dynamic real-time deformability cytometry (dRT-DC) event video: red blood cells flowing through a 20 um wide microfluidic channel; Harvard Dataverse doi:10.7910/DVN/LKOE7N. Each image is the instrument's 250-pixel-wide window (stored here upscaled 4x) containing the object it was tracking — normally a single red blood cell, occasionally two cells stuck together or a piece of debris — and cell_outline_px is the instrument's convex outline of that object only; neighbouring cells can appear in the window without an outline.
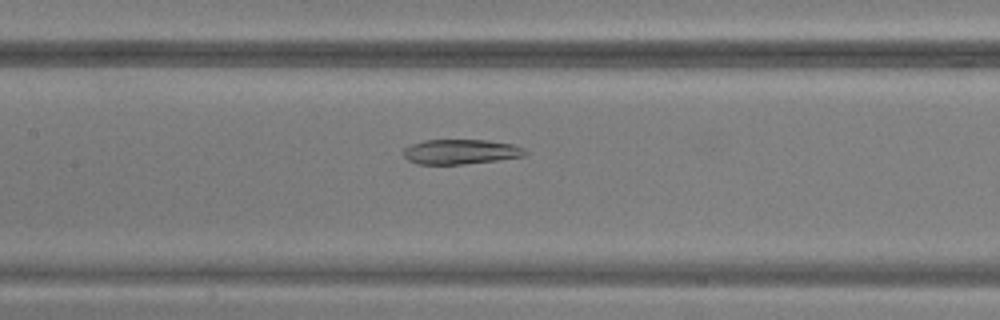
{"species": "common noctule bat (a hibernating species)", "species_latin": "Nyctalus noctula", "temperature_condition": "warm", "stored_images_in_passage": 35, "camera_frame_rate_fps": 3000, "um_per_image_px": 0.085, "animal": {"sex": "male", "body_mass_g": 20.5, "forearm_length_mm": 52.5}, "frame": {"image": 1, "passage_image": 10, "time_ms": 3.0, "image_size_px": [1000, 320], "cell_outline_px": [[528, 152], [524, 156], [496, 160], [460, 164], [420, 164], [408, 160], [404, 156], [404, 148], [412, 144], [424, 140], [488, 140], [512, 144], [524, 148]], "centroid_in_image_um": [39.17, 12.89], "position_along_channel_um": 168.2, "area_um2": 17.46}}
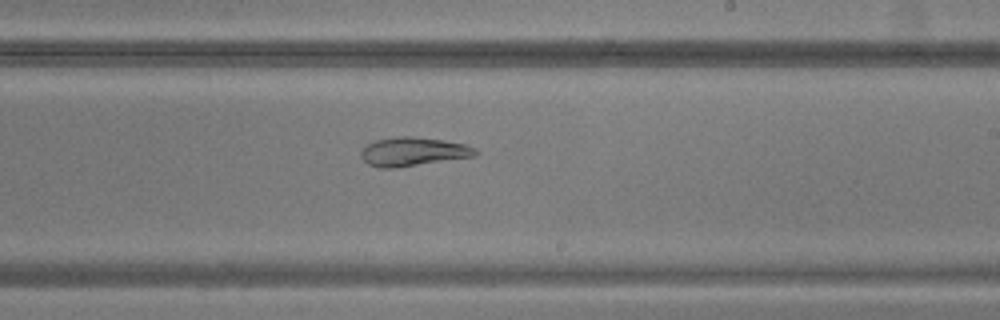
{"frame": {"image": 2, "passage_image": 16, "time_ms": 5.0, "image_size_px": [1000, 320], "cell_outline_px": [[480, 152], [476, 156], [396, 168], [376, 168], [368, 164], [360, 156], [360, 152], [368, 144], [376, 140], [400, 136], [412, 136], [444, 140], [464, 144], [476, 148]], "centroid_in_image_um": [35.13, 12.9], "position_along_channel_um": 253.9, "area_um2": 19.31}}
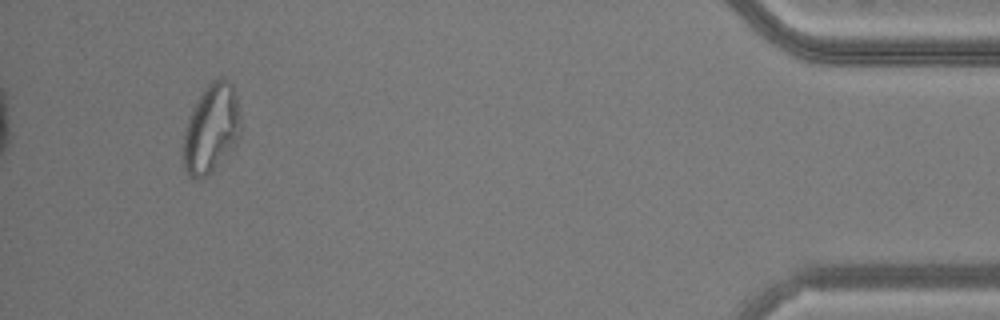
{"frame": {"image": 3, "passage_image": 32, "time_ms": 10.333, "image_size_px": [1000, 320], "cell_outline_px": [[240, 136], [236, 144], [208, 176], [200, 180], [196, 180], [188, 176], [184, 168], [184, 132], [188, 120], [204, 88], [212, 80], [224, 76], [232, 84], [236, 96], [240, 116]], "centroid_in_image_um": [17.97, 10.96], "position_along_channel_um": 417.2, "area_um2": 29.59}}